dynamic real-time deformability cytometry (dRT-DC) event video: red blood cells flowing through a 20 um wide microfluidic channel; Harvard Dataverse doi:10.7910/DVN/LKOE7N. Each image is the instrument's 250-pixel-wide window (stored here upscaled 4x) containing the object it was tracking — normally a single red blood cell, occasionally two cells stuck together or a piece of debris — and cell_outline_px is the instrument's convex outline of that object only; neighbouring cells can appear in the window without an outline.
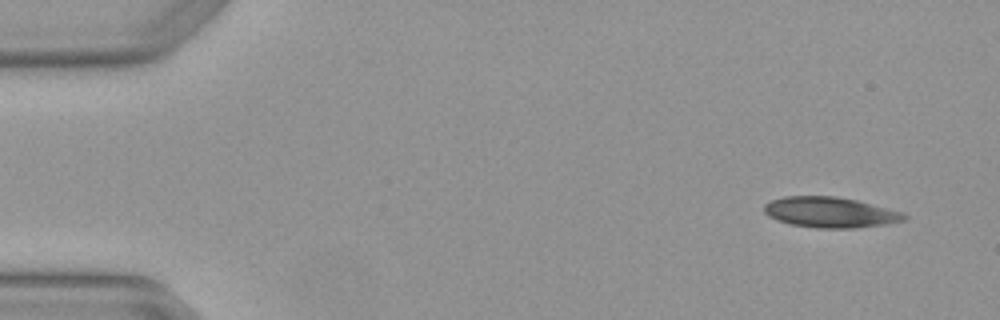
{"species": "Egyptian fruit bat (a non-hibernating species)", "species_latin": "Rousettus aegyptiacus", "temperature_condition": "warm", "stored_images_in_passage": 3, "camera_frame_rate_fps": 3000, "um_per_image_px": 0.085, "animal": {"sex": "female"}, "frame": {"image": 1, "passage_image": 1, "time_ms": 0.0, "image_size_px": [1000, 320], "cell_outline_px": [[908, 216], [904, 220], [884, 224], [852, 228], [816, 228], [792, 224], [768, 216], [764, 212], [764, 204], [772, 200], [784, 196], [836, 196], [856, 200], [900, 212]], "centroid_in_image_um": [70.52, 18.04], "position_along_channel_um": 14.5, "area_um2": 24.51}}